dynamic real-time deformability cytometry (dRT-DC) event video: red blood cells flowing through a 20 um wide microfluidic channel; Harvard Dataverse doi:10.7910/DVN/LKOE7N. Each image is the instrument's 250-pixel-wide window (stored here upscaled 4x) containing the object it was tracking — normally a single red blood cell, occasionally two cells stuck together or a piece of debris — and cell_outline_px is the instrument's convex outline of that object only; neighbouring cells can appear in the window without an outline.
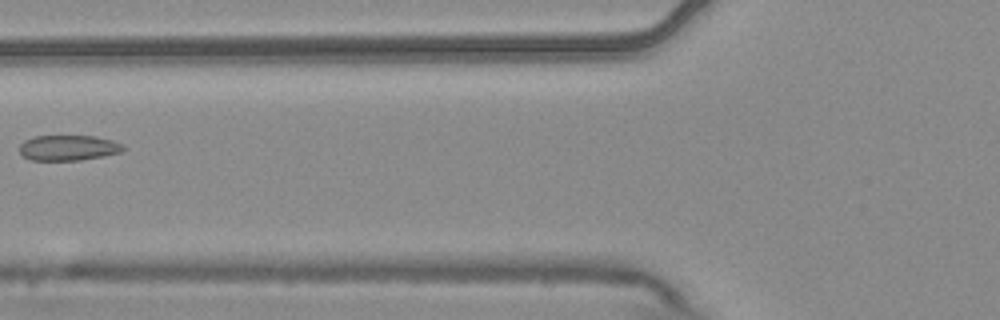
{"species": "common noctule bat (a hibernating species)", "species_latin": "Nyctalus noctula", "temperature_condition": "warm", "stored_images_in_passage": 8, "camera_frame_rate_fps": 3000, "um_per_image_px": 0.085, "animal": {"sex": "male", "body_mass_g": 20.4}, "frame": {"image": 1, "passage_image": 7, "time_ms": 2.0, "image_size_px": [1000, 320], "cell_outline_px": [[124, 148], [120, 152], [104, 156], [80, 160], [32, 160], [24, 156], [20, 152], [20, 144], [24, 140], [36, 136], [96, 136], [112, 140], [120, 144]], "centroid_in_image_um": [5.79, 12.56], "position_along_channel_um": 120.0, "area_um2": 15.2}}
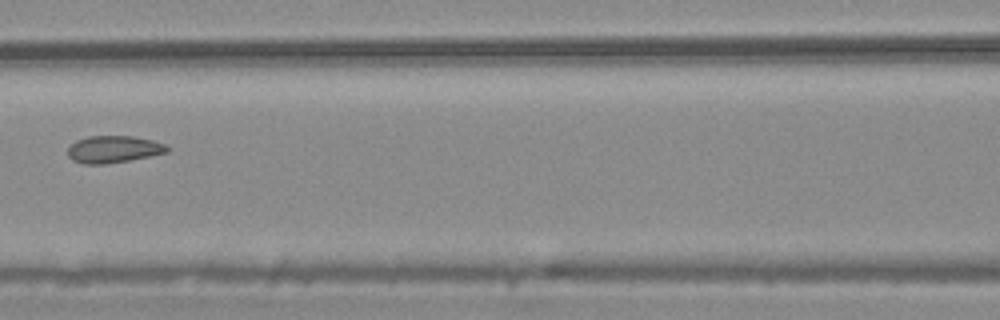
{"frame": {"image": 2, "passage_image": 8, "time_ms": 2.333, "image_size_px": [1000, 320], "cell_outline_px": [[172, 148], [168, 152], [128, 160], [104, 164], [84, 164], [72, 160], [68, 156], [68, 148], [76, 140], [88, 136], [132, 136], [152, 140], [164, 144]], "centroid_in_image_um": [9.64, 12.68], "position_along_channel_um": 157.0, "area_um2": 15.61}}